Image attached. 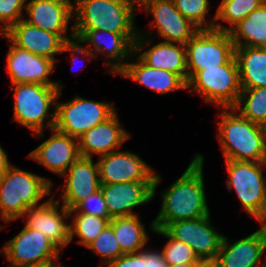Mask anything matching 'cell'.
I'll return each instance as SVG.
<instances>
[{
    "instance_id": "1",
    "label": "cell",
    "mask_w": 266,
    "mask_h": 267,
    "mask_svg": "<svg viewBox=\"0 0 266 267\" xmlns=\"http://www.w3.org/2000/svg\"><path fill=\"white\" fill-rule=\"evenodd\" d=\"M204 157L196 153L186 170L166 190L161 192V208L150 229H165L180 220L210 215L204 185Z\"/></svg>"
},
{
    "instance_id": "2",
    "label": "cell",
    "mask_w": 266,
    "mask_h": 267,
    "mask_svg": "<svg viewBox=\"0 0 266 267\" xmlns=\"http://www.w3.org/2000/svg\"><path fill=\"white\" fill-rule=\"evenodd\" d=\"M218 141L224 160L266 162V127L251 122L235 108H222Z\"/></svg>"
},
{
    "instance_id": "3",
    "label": "cell",
    "mask_w": 266,
    "mask_h": 267,
    "mask_svg": "<svg viewBox=\"0 0 266 267\" xmlns=\"http://www.w3.org/2000/svg\"><path fill=\"white\" fill-rule=\"evenodd\" d=\"M51 179L11 165L0 176V216L8 223L23 217L28 208L42 205L40 201L52 193Z\"/></svg>"
},
{
    "instance_id": "4",
    "label": "cell",
    "mask_w": 266,
    "mask_h": 267,
    "mask_svg": "<svg viewBox=\"0 0 266 267\" xmlns=\"http://www.w3.org/2000/svg\"><path fill=\"white\" fill-rule=\"evenodd\" d=\"M132 0H73L74 35L81 30L139 34Z\"/></svg>"
},
{
    "instance_id": "5",
    "label": "cell",
    "mask_w": 266,
    "mask_h": 267,
    "mask_svg": "<svg viewBox=\"0 0 266 267\" xmlns=\"http://www.w3.org/2000/svg\"><path fill=\"white\" fill-rule=\"evenodd\" d=\"M14 108L13 121L31 130L36 138L44 137V128L52 129L56 122V102L62 96L57 86L36 83L12 84ZM54 108H52V107ZM53 112L50 113V109ZM46 121V127L44 122Z\"/></svg>"
},
{
    "instance_id": "6",
    "label": "cell",
    "mask_w": 266,
    "mask_h": 267,
    "mask_svg": "<svg viewBox=\"0 0 266 267\" xmlns=\"http://www.w3.org/2000/svg\"><path fill=\"white\" fill-rule=\"evenodd\" d=\"M187 89L189 94L195 92L216 107H234L241 92L235 57L226 64L196 71L188 79Z\"/></svg>"
},
{
    "instance_id": "7",
    "label": "cell",
    "mask_w": 266,
    "mask_h": 267,
    "mask_svg": "<svg viewBox=\"0 0 266 267\" xmlns=\"http://www.w3.org/2000/svg\"><path fill=\"white\" fill-rule=\"evenodd\" d=\"M116 110L114 104L109 102L88 100L76 95L67 103L56 102L54 128L78 139L97 124L110 118Z\"/></svg>"
},
{
    "instance_id": "8",
    "label": "cell",
    "mask_w": 266,
    "mask_h": 267,
    "mask_svg": "<svg viewBox=\"0 0 266 267\" xmlns=\"http://www.w3.org/2000/svg\"><path fill=\"white\" fill-rule=\"evenodd\" d=\"M228 179L226 186L234 190L245 211L252 218L259 214L266 195V162L224 160Z\"/></svg>"
},
{
    "instance_id": "9",
    "label": "cell",
    "mask_w": 266,
    "mask_h": 267,
    "mask_svg": "<svg viewBox=\"0 0 266 267\" xmlns=\"http://www.w3.org/2000/svg\"><path fill=\"white\" fill-rule=\"evenodd\" d=\"M188 79L199 70L226 64L235 46L228 31L199 30L186 44Z\"/></svg>"
},
{
    "instance_id": "10",
    "label": "cell",
    "mask_w": 266,
    "mask_h": 267,
    "mask_svg": "<svg viewBox=\"0 0 266 267\" xmlns=\"http://www.w3.org/2000/svg\"><path fill=\"white\" fill-rule=\"evenodd\" d=\"M62 252L40 231L26 225L0 249L10 267L59 262Z\"/></svg>"
},
{
    "instance_id": "11",
    "label": "cell",
    "mask_w": 266,
    "mask_h": 267,
    "mask_svg": "<svg viewBox=\"0 0 266 267\" xmlns=\"http://www.w3.org/2000/svg\"><path fill=\"white\" fill-rule=\"evenodd\" d=\"M138 34H119L103 30H81L75 38L86 43L88 51L98 58L99 53L107 58L109 73L117 74L131 59Z\"/></svg>"
},
{
    "instance_id": "12",
    "label": "cell",
    "mask_w": 266,
    "mask_h": 267,
    "mask_svg": "<svg viewBox=\"0 0 266 267\" xmlns=\"http://www.w3.org/2000/svg\"><path fill=\"white\" fill-rule=\"evenodd\" d=\"M161 178L155 174L154 181L101 184L100 189L109 215L112 218L137 215L133 209L152 201Z\"/></svg>"
},
{
    "instance_id": "13",
    "label": "cell",
    "mask_w": 266,
    "mask_h": 267,
    "mask_svg": "<svg viewBox=\"0 0 266 267\" xmlns=\"http://www.w3.org/2000/svg\"><path fill=\"white\" fill-rule=\"evenodd\" d=\"M164 230L172 238L191 246L200 260L215 261L224 236L213 227L210 215L176 221Z\"/></svg>"
},
{
    "instance_id": "14",
    "label": "cell",
    "mask_w": 266,
    "mask_h": 267,
    "mask_svg": "<svg viewBox=\"0 0 266 267\" xmlns=\"http://www.w3.org/2000/svg\"><path fill=\"white\" fill-rule=\"evenodd\" d=\"M2 37L10 42L5 71L8 73L11 84L36 83L63 89L60 81L55 82L49 78L56 65L53 60L18 48L4 34Z\"/></svg>"
},
{
    "instance_id": "15",
    "label": "cell",
    "mask_w": 266,
    "mask_h": 267,
    "mask_svg": "<svg viewBox=\"0 0 266 267\" xmlns=\"http://www.w3.org/2000/svg\"><path fill=\"white\" fill-rule=\"evenodd\" d=\"M55 196L45 199L42 205L28 208L23 218L27 227L42 232L62 252L70 244V224L66 221L70 215Z\"/></svg>"
},
{
    "instance_id": "16",
    "label": "cell",
    "mask_w": 266,
    "mask_h": 267,
    "mask_svg": "<svg viewBox=\"0 0 266 267\" xmlns=\"http://www.w3.org/2000/svg\"><path fill=\"white\" fill-rule=\"evenodd\" d=\"M146 15L153 18L149 26L157 29L164 42L185 45L199 29L187 20L175 7L173 0H144L141 4Z\"/></svg>"
},
{
    "instance_id": "17",
    "label": "cell",
    "mask_w": 266,
    "mask_h": 267,
    "mask_svg": "<svg viewBox=\"0 0 266 267\" xmlns=\"http://www.w3.org/2000/svg\"><path fill=\"white\" fill-rule=\"evenodd\" d=\"M147 32V33H146ZM139 31L134 43V53L148 66L178 74L188 82L186 47L183 44L161 41L152 44L151 32ZM150 45L152 47L148 48ZM148 50H147V49Z\"/></svg>"
},
{
    "instance_id": "18",
    "label": "cell",
    "mask_w": 266,
    "mask_h": 267,
    "mask_svg": "<svg viewBox=\"0 0 266 267\" xmlns=\"http://www.w3.org/2000/svg\"><path fill=\"white\" fill-rule=\"evenodd\" d=\"M101 184L154 181L155 170L131 151H113L98 157Z\"/></svg>"
},
{
    "instance_id": "19",
    "label": "cell",
    "mask_w": 266,
    "mask_h": 267,
    "mask_svg": "<svg viewBox=\"0 0 266 267\" xmlns=\"http://www.w3.org/2000/svg\"><path fill=\"white\" fill-rule=\"evenodd\" d=\"M24 20L47 32L60 35L66 42L73 40L74 26L71 25V36L68 34V24L74 18L73 2L70 0H30L26 2Z\"/></svg>"
},
{
    "instance_id": "20",
    "label": "cell",
    "mask_w": 266,
    "mask_h": 267,
    "mask_svg": "<svg viewBox=\"0 0 266 267\" xmlns=\"http://www.w3.org/2000/svg\"><path fill=\"white\" fill-rule=\"evenodd\" d=\"M52 135L28 154V158L62 176L80 157L78 139L50 129Z\"/></svg>"
},
{
    "instance_id": "21",
    "label": "cell",
    "mask_w": 266,
    "mask_h": 267,
    "mask_svg": "<svg viewBox=\"0 0 266 267\" xmlns=\"http://www.w3.org/2000/svg\"><path fill=\"white\" fill-rule=\"evenodd\" d=\"M62 176H66L64 192L58 201H63L62 205L68 210L101 187L98 164L93 163L92 158L80 156Z\"/></svg>"
},
{
    "instance_id": "22",
    "label": "cell",
    "mask_w": 266,
    "mask_h": 267,
    "mask_svg": "<svg viewBox=\"0 0 266 267\" xmlns=\"http://www.w3.org/2000/svg\"><path fill=\"white\" fill-rule=\"evenodd\" d=\"M115 112L106 121L97 124L78 138L81 157L92 158L107 155L121 148L131 136L124 130Z\"/></svg>"
},
{
    "instance_id": "23",
    "label": "cell",
    "mask_w": 266,
    "mask_h": 267,
    "mask_svg": "<svg viewBox=\"0 0 266 267\" xmlns=\"http://www.w3.org/2000/svg\"><path fill=\"white\" fill-rule=\"evenodd\" d=\"M4 35L18 48L47 57L55 63V56L61 54L66 43L60 35L38 28L24 19L15 23Z\"/></svg>"
},
{
    "instance_id": "24",
    "label": "cell",
    "mask_w": 266,
    "mask_h": 267,
    "mask_svg": "<svg viewBox=\"0 0 266 267\" xmlns=\"http://www.w3.org/2000/svg\"><path fill=\"white\" fill-rule=\"evenodd\" d=\"M130 60L133 62L129 63ZM116 75L130 79L158 94L187 89V83L178 74L152 68L145 64L135 53Z\"/></svg>"
},
{
    "instance_id": "25",
    "label": "cell",
    "mask_w": 266,
    "mask_h": 267,
    "mask_svg": "<svg viewBox=\"0 0 266 267\" xmlns=\"http://www.w3.org/2000/svg\"><path fill=\"white\" fill-rule=\"evenodd\" d=\"M263 255L262 239L256 230L233 243L223 236L215 261L217 267H258Z\"/></svg>"
},
{
    "instance_id": "26",
    "label": "cell",
    "mask_w": 266,
    "mask_h": 267,
    "mask_svg": "<svg viewBox=\"0 0 266 267\" xmlns=\"http://www.w3.org/2000/svg\"><path fill=\"white\" fill-rule=\"evenodd\" d=\"M241 89L266 86V48L235 47Z\"/></svg>"
},
{
    "instance_id": "27",
    "label": "cell",
    "mask_w": 266,
    "mask_h": 267,
    "mask_svg": "<svg viewBox=\"0 0 266 267\" xmlns=\"http://www.w3.org/2000/svg\"><path fill=\"white\" fill-rule=\"evenodd\" d=\"M228 32L235 47L266 48V1Z\"/></svg>"
},
{
    "instance_id": "28",
    "label": "cell",
    "mask_w": 266,
    "mask_h": 267,
    "mask_svg": "<svg viewBox=\"0 0 266 267\" xmlns=\"http://www.w3.org/2000/svg\"><path fill=\"white\" fill-rule=\"evenodd\" d=\"M109 225L114 230L123 254L138 253L149 241L145 224L138 214L112 218Z\"/></svg>"
},
{
    "instance_id": "29",
    "label": "cell",
    "mask_w": 266,
    "mask_h": 267,
    "mask_svg": "<svg viewBox=\"0 0 266 267\" xmlns=\"http://www.w3.org/2000/svg\"><path fill=\"white\" fill-rule=\"evenodd\" d=\"M266 0H222L215 12L214 29L229 31L238 22L244 20L252 11L260 7ZM223 20L229 26L222 25Z\"/></svg>"
},
{
    "instance_id": "30",
    "label": "cell",
    "mask_w": 266,
    "mask_h": 267,
    "mask_svg": "<svg viewBox=\"0 0 266 267\" xmlns=\"http://www.w3.org/2000/svg\"><path fill=\"white\" fill-rule=\"evenodd\" d=\"M233 108L251 122L266 127V86L241 89L238 102Z\"/></svg>"
},
{
    "instance_id": "31",
    "label": "cell",
    "mask_w": 266,
    "mask_h": 267,
    "mask_svg": "<svg viewBox=\"0 0 266 267\" xmlns=\"http://www.w3.org/2000/svg\"><path fill=\"white\" fill-rule=\"evenodd\" d=\"M73 216L70 224V242L77 236L80 245L87 247L110 223L112 218H101L86 213H69Z\"/></svg>"
},
{
    "instance_id": "32",
    "label": "cell",
    "mask_w": 266,
    "mask_h": 267,
    "mask_svg": "<svg viewBox=\"0 0 266 267\" xmlns=\"http://www.w3.org/2000/svg\"><path fill=\"white\" fill-rule=\"evenodd\" d=\"M176 9L199 30L214 29L215 18L207 20L209 0H173ZM207 20V21H206Z\"/></svg>"
},
{
    "instance_id": "33",
    "label": "cell",
    "mask_w": 266,
    "mask_h": 267,
    "mask_svg": "<svg viewBox=\"0 0 266 267\" xmlns=\"http://www.w3.org/2000/svg\"><path fill=\"white\" fill-rule=\"evenodd\" d=\"M153 232L168 239L163 249H161L167 264L178 265L184 263H198L200 261L191 246L172 238L164 229H155Z\"/></svg>"
},
{
    "instance_id": "34",
    "label": "cell",
    "mask_w": 266,
    "mask_h": 267,
    "mask_svg": "<svg viewBox=\"0 0 266 267\" xmlns=\"http://www.w3.org/2000/svg\"><path fill=\"white\" fill-rule=\"evenodd\" d=\"M87 248L103 258L99 267H102L104 264L106 265L123 255L114 234V230L110 225L89 243Z\"/></svg>"
},
{
    "instance_id": "35",
    "label": "cell",
    "mask_w": 266,
    "mask_h": 267,
    "mask_svg": "<svg viewBox=\"0 0 266 267\" xmlns=\"http://www.w3.org/2000/svg\"><path fill=\"white\" fill-rule=\"evenodd\" d=\"M27 0H0V34H5L15 23L25 16Z\"/></svg>"
},
{
    "instance_id": "36",
    "label": "cell",
    "mask_w": 266,
    "mask_h": 267,
    "mask_svg": "<svg viewBox=\"0 0 266 267\" xmlns=\"http://www.w3.org/2000/svg\"><path fill=\"white\" fill-rule=\"evenodd\" d=\"M69 213H86L101 218H112L109 215L101 189L80 201Z\"/></svg>"
},
{
    "instance_id": "37",
    "label": "cell",
    "mask_w": 266,
    "mask_h": 267,
    "mask_svg": "<svg viewBox=\"0 0 266 267\" xmlns=\"http://www.w3.org/2000/svg\"><path fill=\"white\" fill-rule=\"evenodd\" d=\"M106 267H146V255L139 251L138 253L123 254L104 265Z\"/></svg>"
},
{
    "instance_id": "38",
    "label": "cell",
    "mask_w": 266,
    "mask_h": 267,
    "mask_svg": "<svg viewBox=\"0 0 266 267\" xmlns=\"http://www.w3.org/2000/svg\"><path fill=\"white\" fill-rule=\"evenodd\" d=\"M64 52H71V64H75L76 58L79 54L81 58H85V60H92L95 58V55L88 51L87 46H83V43H81L78 39L74 38L73 40L67 41L64 46H63V51ZM81 54V55H80ZM73 58V59H72ZM78 59V58H77Z\"/></svg>"
},
{
    "instance_id": "39",
    "label": "cell",
    "mask_w": 266,
    "mask_h": 267,
    "mask_svg": "<svg viewBox=\"0 0 266 267\" xmlns=\"http://www.w3.org/2000/svg\"><path fill=\"white\" fill-rule=\"evenodd\" d=\"M143 248L141 251L146 255V267H167L168 264L164 260L162 252L155 251L153 249H145Z\"/></svg>"
},
{
    "instance_id": "40",
    "label": "cell",
    "mask_w": 266,
    "mask_h": 267,
    "mask_svg": "<svg viewBox=\"0 0 266 267\" xmlns=\"http://www.w3.org/2000/svg\"><path fill=\"white\" fill-rule=\"evenodd\" d=\"M8 155L0 145V176L11 166Z\"/></svg>"
},
{
    "instance_id": "41",
    "label": "cell",
    "mask_w": 266,
    "mask_h": 267,
    "mask_svg": "<svg viewBox=\"0 0 266 267\" xmlns=\"http://www.w3.org/2000/svg\"><path fill=\"white\" fill-rule=\"evenodd\" d=\"M255 220H257V222L261 224L260 228H266V195L262 208L259 214L256 216Z\"/></svg>"
},
{
    "instance_id": "42",
    "label": "cell",
    "mask_w": 266,
    "mask_h": 267,
    "mask_svg": "<svg viewBox=\"0 0 266 267\" xmlns=\"http://www.w3.org/2000/svg\"><path fill=\"white\" fill-rule=\"evenodd\" d=\"M196 267H217V263L213 260H200Z\"/></svg>"
},
{
    "instance_id": "43",
    "label": "cell",
    "mask_w": 266,
    "mask_h": 267,
    "mask_svg": "<svg viewBox=\"0 0 266 267\" xmlns=\"http://www.w3.org/2000/svg\"><path fill=\"white\" fill-rule=\"evenodd\" d=\"M257 231L262 239L263 252H266V228H259Z\"/></svg>"
},
{
    "instance_id": "44",
    "label": "cell",
    "mask_w": 266,
    "mask_h": 267,
    "mask_svg": "<svg viewBox=\"0 0 266 267\" xmlns=\"http://www.w3.org/2000/svg\"><path fill=\"white\" fill-rule=\"evenodd\" d=\"M57 263L58 262H44L40 264L27 265V266H22V267H56Z\"/></svg>"
},
{
    "instance_id": "45",
    "label": "cell",
    "mask_w": 266,
    "mask_h": 267,
    "mask_svg": "<svg viewBox=\"0 0 266 267\" xmlns=\"http://www.w3.org/2000/svg\"><path fill=\"white\" fill-rule=\"evenodd\" d=\"M197 263H184V264H178V265H172V264H168L167 267H196Z\"/></svg>"
},
{
    "instance_id": "46",
    "label": "cell",
    "mask_w": 266,
    "mask_h": 267,
    "mask_svg": "<svg viewBox=\"0 0 266 267\" xmlns=\"http://www.w3.org/2000/svg\"><path fill=\"white\" fill-rule=\"evenodd\" d=\"M133 2H135L137 5H140L144 0H132Z\"/></svg>"
},
{
    "instance_id": "47",
    "label": "cell",
    "mask_w": 266,
    "mask_h": 267,
    "mask_svg": "<svg viewBox=\"0 0 266 267\" xmlns=\"http://www.w3.org/2000/svg\"><path fill=\"white\" fill-rule=\"evenodd\" d=\"M258 267H266V261L265 262H261Z\"/></svg>"
},
{
    "instance_id": "48",
    "label": "cell",
    "mask_w": 266,
    "mask_h": 267,
    "mask_svg": "<svg viewBox=\"0 0 266 267\" xmlns=\"http://www.w3.org/2000/svg\"><path fill=\"white\" fill-rule=\"evenodd\" d=\"M60 262H58L57 264H56V267H66V266H63V265H61V264H59Z\"/></svg>"
}]
</instances>
